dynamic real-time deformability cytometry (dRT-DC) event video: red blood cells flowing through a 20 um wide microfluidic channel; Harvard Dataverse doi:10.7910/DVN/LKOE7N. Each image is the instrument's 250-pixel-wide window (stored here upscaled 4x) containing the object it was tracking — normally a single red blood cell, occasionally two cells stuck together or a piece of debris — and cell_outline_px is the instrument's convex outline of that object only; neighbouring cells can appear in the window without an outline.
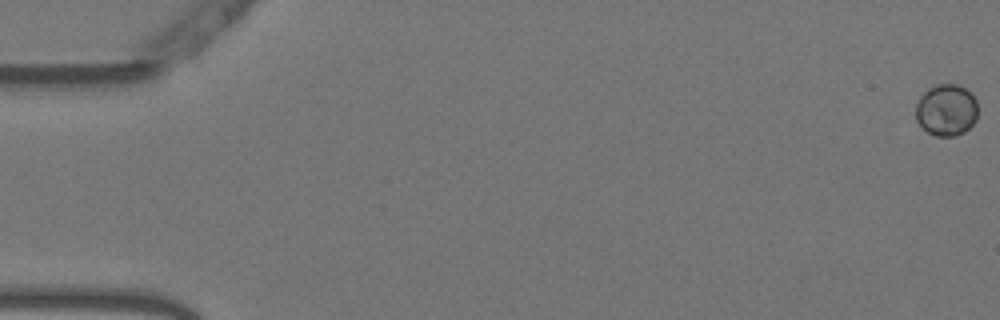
{"species": "Egyptian fruit bat (a non-hibernating species)", "species_latin": "Rousettus aegyptiacus", "temperature_condition": "warm", "stored_images_in_passage": 46, "camera_frame_rate_fps": 3000, "um_per_image_px": 0.085, "animal": {"sex": "female"}, "frame": {"image": 1, "passage_image": 1, "time_ms": 0.0, "image_size_px": [1000, 320], "cell_outline_px": [[976, 120], [964, 132], [956, 136], [936, 136], [928, 132], [916, 120], [916, 104], [920, 96], [928, 88], [936, 84], [956, 84], [972, 92], [976, 100]], "centroid_in_image_um": [80.44, 9.34], "position_along_channel_um": 4.6, "area_um2": 18.73}}
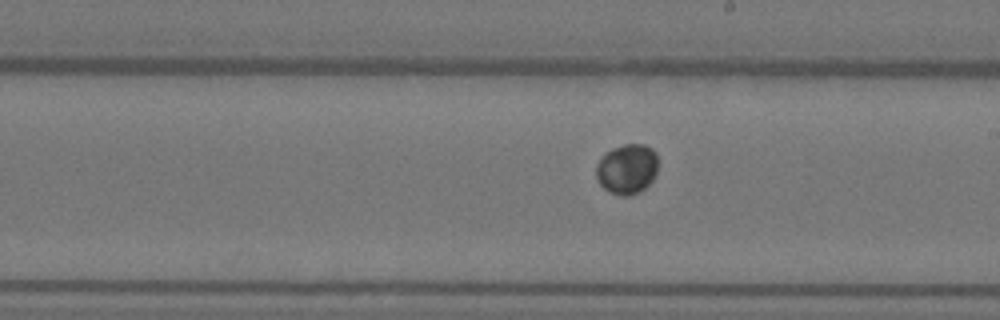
{"frame": {"image": 2, "passage_image": 32, "time_ms": 10.333, "image_size_px": [1000, 320], "cell_outline_px": [[656, 172], [652, 180], [640, 192], [628, 196], [620, 196], [608, 192], [600, 184], [596, 176], [596, 164], [612, 148], [624, 144], [644, 144], [652, 148], [656, 152]], "centroid_in_image_um": [53.29, 14.37], "position_along_channel_um": 235.7, "area_um2": 17.98}}
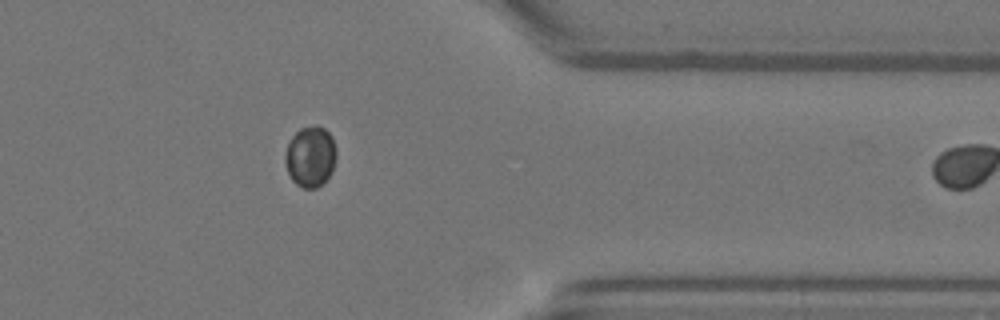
{"frame": {"image": 3, "passage_image": 45, "time_ms": 14.667, "image_size_px": [1000, 320], "cell_outline_px": [[336, 156], [332, 172], [316, 188], [304, 188], [296, 184], [292, 180], [284, 164], [284, 152], [292, 136], [300, 128], [316, 124], [324, 128], [332, 136], [336, 148]], "centroid_in_image_um": [26.37, 13.28], "position_along_channel_um": 385.0, "area_um2": 18.26}}